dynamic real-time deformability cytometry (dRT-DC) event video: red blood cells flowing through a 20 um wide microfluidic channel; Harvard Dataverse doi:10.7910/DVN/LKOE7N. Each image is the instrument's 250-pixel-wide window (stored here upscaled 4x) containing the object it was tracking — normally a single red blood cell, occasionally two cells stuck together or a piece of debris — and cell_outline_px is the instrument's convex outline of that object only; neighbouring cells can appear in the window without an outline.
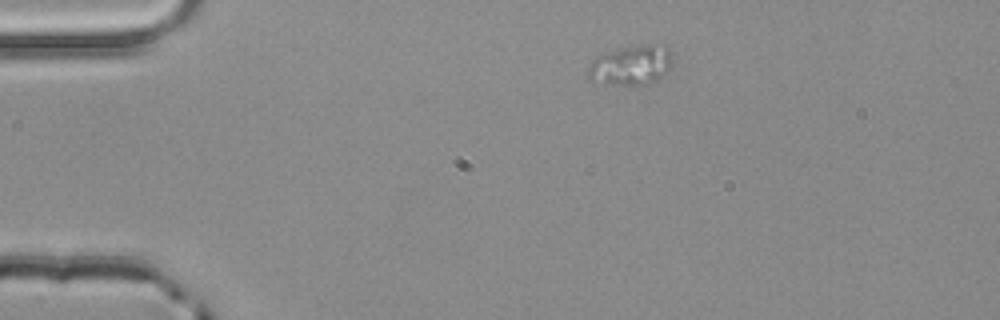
{"species": "common noctule bat (a hibernating species)", "species_latin": "Nyctalus noctula", "temperature_condition": "room temperature", "stored_images_in_passage": 2, "camera_frame_rate_fps": 3000, "um_per_image_px": 0.085, "animal": {"sex": "male", "body_mass_g": 20.4}, "frame": {"image": 1, "passage_image": 1, "time_ms": 0.0, "image_size_px": [1000, 320], "cell_outline_px": [[672, 64], [664, 76], [652, 84], [604, 84], [592, 80], [588, 76], [588, 68], [592, 60], [596, 56], [608, 52], [624, 48], [644, 44], [668, 44], [672, 56]], "centroid_in_image_um": [53.71, 5.53], "position_along_channel_um": 31.3, "area_um2": 19.77}}